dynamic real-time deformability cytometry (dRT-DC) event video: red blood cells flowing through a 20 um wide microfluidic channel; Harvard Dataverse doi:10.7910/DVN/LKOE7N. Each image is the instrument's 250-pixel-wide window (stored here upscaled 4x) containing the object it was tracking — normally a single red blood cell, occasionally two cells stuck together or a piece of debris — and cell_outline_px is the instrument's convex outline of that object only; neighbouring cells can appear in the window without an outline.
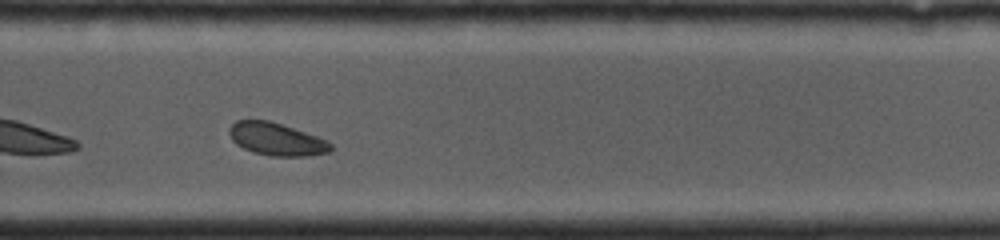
{"species": "common noctule bat (a hibernating species)", "species_latin": "Nyctalus noctula", "temperature_condition": "cold", "stored_images_in_passage": 35, "camera_frame_rate_fps": 4000, "um_per_image_px": 0.085, "animal": {"sex": "female", "body_mass_g": 19.0, "forearm_length_mm": 53.3}, "frame": {"image": 1, "passage_image": 25, "time_ms": 6.0, "image_size_px": [1000, 240], "cell_outline_px": [[332, 148], [328, 152], [304, 156], [272, 156], [252, 152], [236, 144], [232, 140], [228, 132], [228, 128], [236, 120], [268, 120], [328, 140], [332, 144]], "centroid_in_image_um": [23.46, 11.83], "position_along_channel_um": 306.3, "area_um2": 19.13}}